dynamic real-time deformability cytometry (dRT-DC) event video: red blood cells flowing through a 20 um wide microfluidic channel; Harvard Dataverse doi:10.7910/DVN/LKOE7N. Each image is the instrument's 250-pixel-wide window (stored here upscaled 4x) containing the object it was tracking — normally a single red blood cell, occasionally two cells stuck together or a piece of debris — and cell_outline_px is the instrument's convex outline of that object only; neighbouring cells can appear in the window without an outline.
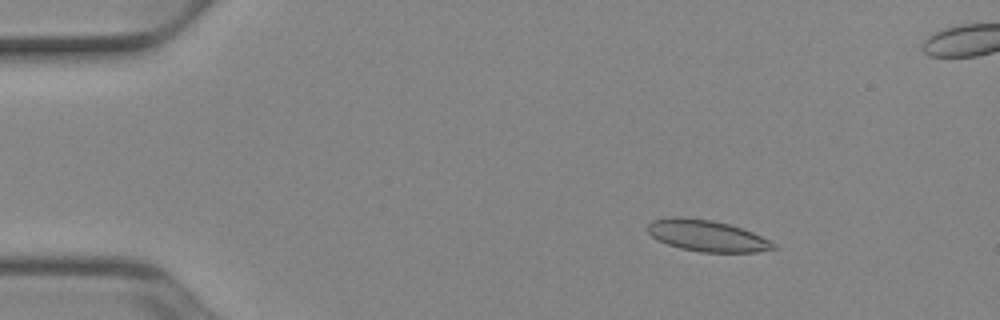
{"species": "Egyptian fruit bat (a non-hibernating species)", "species_latin": "Rousettus aegyptiacus", "temperature_condition": "cold", "stored_images_in_passage": 53, "camera_frame_rate_fps": 3000, "um_per_image_px": 0.085, "animal": {"sex": "female"}, "frame": {"image": 1, "passage_image": 8, "time_ms": 2.333, "image_size_px": [1000, 320], "cell_outline_px": [[776, 248], [756, 252], [700, 252], [680, 248], [668, 244], [652, 236], [648, 232], [648, 224], [652, 220], [676, 216], [680, 216], [712, 220], [728, 224], [752, 232], [776, 244]], "centroid_in_image_um": [60.07, 20.03], "position_along_channel_um": 24.9, "area_um2": 22.72}}
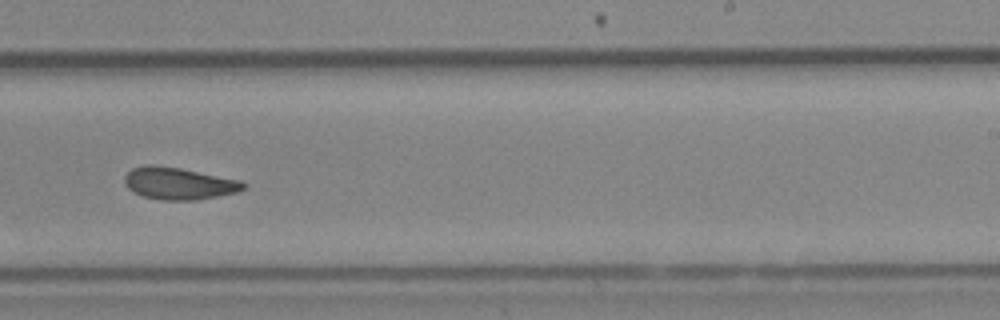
{"frame": {"image": 2, "passage_image": 33, "time_ms": 10.667, "image_size_px": [1000, 320], "cell_outline_px": [[248, 184], [244, 188], [236, 192], [196, 200], [160, 200], [144, 196], [132, 192], [124, 184], [124, 176], [132, 168], [148, 164], [152, 164], [180, 168], [240, 180]], "centroid_in_image_um": [15.16, 15.59], "position_along_channel_um": 273.8, "area_um2": 22.2}}
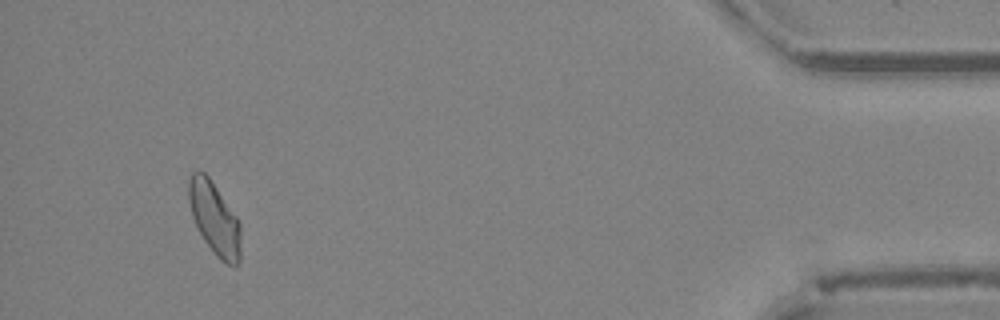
{"frame": {"image": 3, "passage_image": 49, "time_ms": 16.0, "image_size_px": [1000, 320], "cell_outline_px": [[240, 260], [236, 264], [228, 264], [220, 260], [216, 256], [204, 240], [192, 216], [188, 200], [188, 180], [192, 172], [204, 172], [208, 176], [236, 216], [240, 224]], "centroid_in_image_um": [18.22, 18.56], "position_along_channel_um": 417.0, "area_um2": 21.68}, "authors_computed_cell_mechanics": {"area_um2": 22.1374, "velocity_mm_per_s": 3.9128, "shape_relaxation_time_tau1_ms": 10.7673, "shape_relaxation_time_tau2_ms": 3.1292, "deformation_change_tau1": 0.1733, "deformation_change_tau2": 0.0828}}